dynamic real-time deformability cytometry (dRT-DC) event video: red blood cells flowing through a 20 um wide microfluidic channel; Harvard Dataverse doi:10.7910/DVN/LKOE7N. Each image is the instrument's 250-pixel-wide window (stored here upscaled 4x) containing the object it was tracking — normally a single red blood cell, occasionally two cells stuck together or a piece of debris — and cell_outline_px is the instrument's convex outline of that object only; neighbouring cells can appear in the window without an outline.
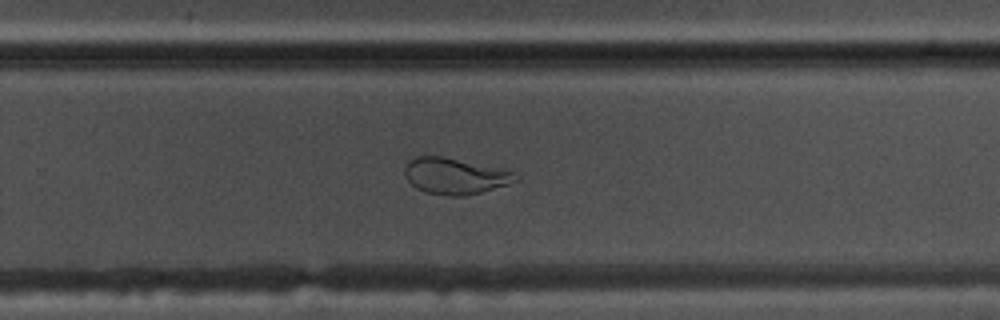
{"species": "common noctule bat (a hibernating species)", "species_latin": "Nyctalus noctula", "temperature_condition": "warm", "stored_images_in_passage": 53, "camera_frame_rate_fps": 3000, "um_per_image_px": 0.085, "animal": {"sex": "male", "body_mass_g": 17.5, "forearm_length_mm": 52.3}, "frame": {"image": 1, "passage_image": 34, "time_ms": 11.0, "image_size_px": [1000, 320], "cell_outline_px": [[520, 180], [508, 184], [480, 192], [464, 196], [448, 196], [428, 192], [416, 188], [404, 176], [404, 168], [408, 160], [416, 156], [440, 156], [512, 172]], "centroid_in_image_um": [38.6, 14.97], "position_along_channel_um": 291.2, "area_um2": 22.77}}
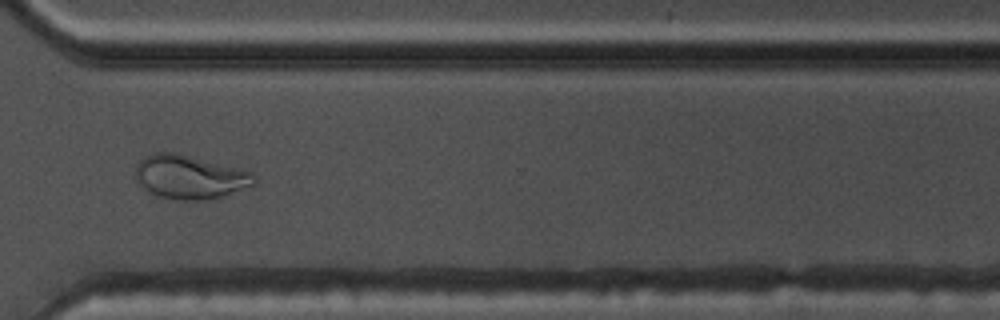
{"frame": {"image": 2, "passage_image": 39, "time_ms": 12.667, "image_size_px": [1000, 320], "cell_outline_px": [[256, 184], [224, 196], [208, 200], [180, 200], [156, 196], [144, 188], [136, 180], [132, 172], [136, 164], [144, 156], [156, 152], [176, 152], [252, 172], [256, 180]], "centroid_in_image_um": [16.08, 15.05], "position_along_channel_um": 354.5, "area_um2": 30.52}}
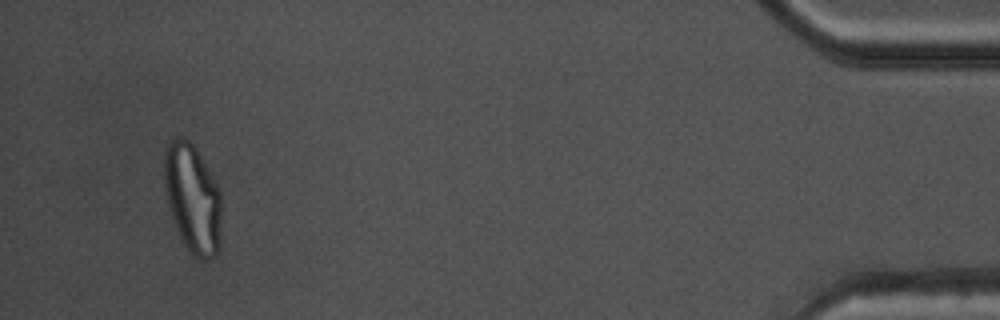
{"frame": {"image": 3, "passage_image": 50, "time_ms": 16.333, "image_size_px": [1000, 320], "cell_outline_px": [[220, 220], [216, 256], [208, 260], [200, 260], [188, 252], [176, 228], [168, 204], [164, 188], [164, 152], [168, 144], [176, 136], [180, 136], [188, 140], [196, 148], [216, 184], [220, 192]], "centroid_in_image_um": [16.33, 16.86], "position_along_channel_um": 418.9, "area_um2": 35.95}, "authors_computed_cell_mechanics": {"area_um2": 28.4376, "velocity_mm_per_s": 3.7832, "shape_relaxation_time_tau1_ms": 9.9398, "shape_relaxation_time_tau2_ms": 1.2457, "deformation_change_tau1": 0.2886, "deformation_change_tau2": 0.0658}}